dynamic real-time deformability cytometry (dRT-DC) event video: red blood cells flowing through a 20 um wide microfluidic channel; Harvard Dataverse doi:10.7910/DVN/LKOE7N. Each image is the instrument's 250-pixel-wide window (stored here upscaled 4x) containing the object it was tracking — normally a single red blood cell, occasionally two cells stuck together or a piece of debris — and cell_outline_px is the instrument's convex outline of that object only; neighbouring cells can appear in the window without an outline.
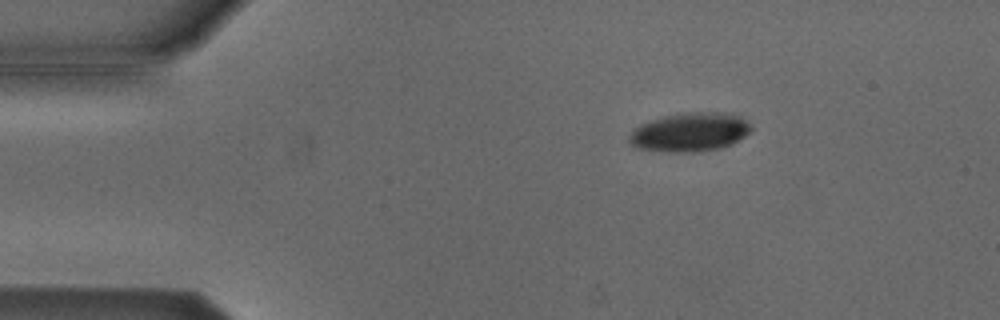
{"species": "Egyptian fruit bat (a non-hibernating species)", "species_latin": "Rousettus aegyptiacus", "temperature_condition": "cold", "stored_images_in_passage": 5, "camera_frame_rate_fps": 3000, "um_per_image_px": 0.085, "animal": {"sex": "male"}, "frame": {"image": 1, "passage_image": 3, "time_ms": 0.667, "image_size_px": [1000, 320], "cell_outline_px": [[752, 132], [732, 144], [720, 148], [696, 152], [668, 152], [636, 148], [628, 144], [628, 136], [640, 124], [652, 120], [668, 116], [688, 112], [716, 112], [740, 116], [748, 120], [752, 128]], "centroid_in_image_um": [58.66, 11.25], "position_along_channel_um": 26.3, "area_um2": 27.69}}